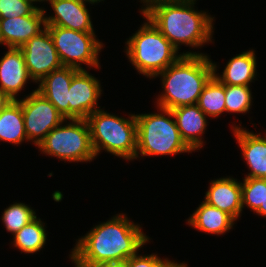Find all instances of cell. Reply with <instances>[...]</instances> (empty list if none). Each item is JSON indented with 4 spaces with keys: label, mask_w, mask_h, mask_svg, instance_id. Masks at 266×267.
Listing matches in <instances>:
<instances>
[{
    "label": "cell",
    "mask_w": 266,
    "mask_h": 267,
    "mask_svg": "<svg viewBox=\"0 0 266 267\" xmlns=\"http://www.w3.org/2000/svg\"><path fill=\"white\" fill-rule=\"evenodd\" d=\"M138 225L124 214L100 223L78 240L71 253L76 266H93L108 261L127 260L148 242Z\"/></svg>",
    "instance_id": "6da1fadb"
},
{
    "label": "cell",
    "mask_w": 266,
    "mask_h": 267,
    "mask_svg": "<svg viewBox=\"0 0 266 267\" xmlns=\"http://www.w3.org/2000/svg\"><path fill=\"white\" fill-rule=\"evenodd\" d=\"M142 9L159 31L178 50L180 44L191 47L202 46L211 41L212 22L206 12L193 10L196 0H142Z\"/></svg>",
    "instance_id": "7a4b0ae2"
},
{
    "label": "cell",
    "mask_w": 266,
    "mask_h": 267,
    "mask_svg": "<svg viewBox=\"0 0 266 267\" xmlns=\"http://www.w3.org/2000/svg\"><path fill=\"white\" fill-rule=\"evenodd\" d=\"M213 62L204 54L192 52L182 56L156 76H162L164 94L158 98V107L174 109L197 104L199 96L214 75Z\"/></svg>",
    "instance_id": "3957f363"
},
{
    "label": "cell",
    "mask_w": 266,
    "mask_h": 267,
    "mask_svg": "<svg viewBox=\"0 0 266 267\" xmlns=\"http://www.w3.org/2000/svg\"><path fill=\"white\" fill-rule=\"evenodd\" d=\"M140 30L127 41L126 54L139 73L155 77L182 55L146 17Z\"/></svg>",
    "instance_id": "277c9868"
},
{
    "label": "cell",
    "mask_w": 266,
    "mask_h": 267,
    "mask_svg": "<svg viewBox=\"0 0 266 267\" xmlns=\"http://www.w3.org/2000/svg\"><path fill=\"white\" fill-rule=\"evenodd\" d=\"M87 121L96 155L100 149H105L126 160L136 158L137 122L135 115L124 119L98 109L88 116Z\"/></svg>",
    "instance_id": "5b68a950"
},
{
    "label": "cell",
    "mask_w": 266,
    "mask_h": 267,
    "mask_svg": "<svg viewBox=\"0 0 266 267\" xmlns=\"http://www.w3.org/2000/svg\"><path fill=\"white\" fill-rule=\"evenodd\" d=\"M159 108L168 117L162 113L135 115L137 122L136 159L138 154L156 156L192 151L182 140L171 110Z\"/></svg>",
    "instance_id": "8992f818"
},
{
    "label": "cell",
    "mask_w": 266,
    "mask_h": 267,
    "mask_svg": "<svg viewBox=\"0 0 266 267\" xmlns=\"http://www.w3.org/2000/svg\"><path fill=\"white\" fill-rule=\"evenodd\" d=\"M66 126L53 128L38 145L42 152L67 161H91L96 154L87 119H72Z\"/></svg>",
    "instance_id": "52a82bcc"
},
{
    "label": "cell",
    "mask_w": 266,
    "mask_h": 267,
    "mask_svg": "<svg viewBox=\"0 0 266 267\" xmlns=\"http://www.w3.org/2000/svg\"><path fill=\"white\" fill-rule=\"evenodd\" d=\"M59 58L66 67L83 70L80 63L98 67V52L102 43L97 41L95 33L81 32L59 26H46Z\"/></svg>",
    "instance_id": "ba28073f"
},
{
    "label": "cell",
    "mask_w": 266,
    "mask_h": 267,
    "mask_svg": "<svg viewBox=\"0 0 266 267\" xmlns=\"http://www.w3.org/2000/svg\"><path fill=\"white\" fill-rule=\"evenodd\" d=\"M17 101L22 107L27 138L34 140L37 146L53 128L66 120L56 107L37 90L25 99Z\"/></svg>",
    "instance_id": "9c48e42d"
},
{
    "label": "cell",
    "mask_w": 266,
    "mask_h": 267,
    "mask_svg": "<svg viewBox=\"0 0 266 267\" xmlns=\"http://www.w3.org/2000/svg\"><path fill=\"white\" fill-rule=\"evenodd\" d=\"M29 76L36 83L54 70L63 67L52 37L44 27V30L33 36L20 47Z\"/></svg>",
    "instance_id": "30bf717a"
},
{
    "label": "cell",
    "mask_w": 266,
    "mask_h": 267,
    "mask_svg": "<svg viewBox=\"0 0 266 267\" xmlns=\"http://www.w3.org/2000/svg\"><path fill=\"white\" fill-rule=\"evenodd\" d=\"M99 81L85 69L79 70L72 78L69 88V120L87 119L98 110L97 100L101 95Z\"/></svg>",
    "instance_id": "8fae6325"
},
{
    "label": "cell",
    "mask_w": 266,
    "mask_h": 267,
    "mask_svg": "<svg viewBox=\"0 0 266 267\" xmlns=\"http://www.w3.org/2000/svg\"><path fill=\"white\" fill-rule=\"evenodd\" d=\"M45 10L38 8L33 14L17 18L0 19V42L7 47L20 48L46 27Z\"/></svg>",
    "instance_id": "7c38bea8"
},
{
    "label": "cell",
    "mask_w": 266,
    "mask_h": 267,
    "mask_svg": "<svg viewBox=\"0 0 266 267\" xmlns=\"http://www.w3.org/2000/svg\"><path fill=\"white\" fill-rule=\"evenodd\" d=\"M79 69L63 66L46 75L36 89L49 100L65 118L69 119V88Z\"/></svg>",
    "instance_id": "4fadbf2b"
},
{
    "label": "cell",
    "mask_w": 266,
    "mask_h": 267,
    "mask_svg": "<svg viewBox=\"0 0 266 267\" xmlns=\"http://www.w3.org/2000/svg\"><path fill=\"white\" fill-rule=\"evenodd\" d=\"M55 15L45 17L46 26H59L71 30L94 33L85 4L78 0H49Z\"/></svg>",
    "instance_id": "5bb4252c"
},
{
    "label": "cell",
    "mask_w": 266,
    "mask_h": 267,
    "mask_svg": "<svg viewBox=\"0 0 266 267\" xmlns=\"http://www.w3.org/2000/svg\"><path fill=\"white\" fill-rule=\"evenodd\" d=\"M0 60V90L13 101L16 94L24 88L29 76L25 58L20 48L9 47Z\"/></svg>",
    "instance_id": "9a60e30c"
},
{
    "label": "cell",
    "mask_w": 266,
    "mask_h": 267,
    "mask_svg": "<svg viewBox=\"0 0 266 267\" xmlns=\"http://www.w3.org/2000/svg\"><path fill=\"white\" fill-rule=\"evenodd\" d=\"M204 202L228 213L237 220L242 211L241 183L230 177L211 181Z\"/></svg>",
    "instance_id": "2e32d148"
},
{
    "label": "cell",
    "mask_w": 266,
    "mask_h": 267,
    "mask_svg": "<svg viewBox=\"0 0 266 267\" xmlns=\"http://www.w3.org/2000/svg\"><path fill=\"white\" fill-rule=\"evenodd\" d=\"M180 136L186 145L192 150L201 148L203 141L200 137L207 127L206 114L197 104L185 105L171 110Z\"/></svg>",
    "instance_id": "e0dca14e"
},
{
    "label": "cell",
    "mask_w": 266,
    "mask_h": 267,
    "mask_svg": "<svg viewBox=\"0 0 266 267\" xmlns=\"http://www.w3.org/2000/svg\"><path fill=\"white\" fill-rule=\"evenodd\" d=\"M234 135L251 172L245 178L266 179V136L234 127Z\"/></svg>",
    "instance_id": "ac0fdd59"
},
{
    "label": "cell",
    "mask_w": 266,
    "mask_h": 267,
    "mask_svg": "<svg viewBox=\"0 0 266 267\" xmlns=\"http://www.w3.org/2000/svg\"><path fill=\"white\" fill-rule=\"evenodd\" d=\"M212 65L214 76L225 85L249 86L256 76V57L253 50L243 52L229 60L221 77L216 74V64Z\"/></svg>",
    "instance_id": "d6986e66"
},
{
    "label": "cell",
    "mask_w": 266,
    "mask_h": 267,
    "mask_svg": "<svg viewBox=\"0 0 266 267\" xmlns=\"http://www.w3.org/2000/svg\"><path fill=\"white\" fill-rule=\"evenodd\" d=\"M234 221L231 215L204 201L188 219L193 228L211 234H224L232 228Z\"/></svg>",
    "instance_id": "ffe728a7"
},
{
    "label": "cell",
    "mask_w": 266,
    "mask_h": 267,
    "mask_svg": "<svg viewBox=\"0 0 266 267\" xmlns=\"http://www.w3.org/2000/svg\"><path fill=\"white\" fill-rule=\"evenodd\" d=\"M24 139L28 141L21 104L17 100L11 101L0 112V140L20 144Z\"/></svg>",
    "instance_id": "44dd1931"
},
{
    "label": "cell",
    "mask_w": 266,
    "mask_h": 267,
    "mask_svg": "<svg viewBox=\"0 0 266 267\" xmlns=\"http://www.w3.org/2000/svg\"><path fill=\"white\" fill-rule=\"evenodd\" d=\"M197 105L206 116L218 117L223 112H226L225 84L221 83L213 75L204 86Z\"/></svg>",
    "instance_id": "7402d4cb"
},
{
    "label": "cell",
    "mask_w": 266,
    "mask_h": 267,
    "mask_svg": "<svg viewBox=\"0 0 266 267\" xmlns=\"http://www.w3.org/2000/svg\"><path fill=\"white\" fill-rule=\"evenodd\" d=\"M46 237L43 223L36 217L15 234L13 242L21 252L35 253L42 249L46 243Z\"/></svg>",
    "instance_id": "603a6c76"
},
{
    "label": "cell",
    "mask_w": 266,
    "mask_h": 267,
    "mask_svg": "<svg viewBox=\"0 0 266 267\" xmlns=\"http://www.w3.org/2000/svg\"><path fill=\"white\" fill-rule=\"evenodd\" d=\"M35 211L23 203H14L4 210L2 221L8 232L15 235L36 218Z\"/></svg>",
    "instance_id": "cb8c5ba5"
},
{
    "label": "cell",
    "mask_w": 266,
    "mask_h": 267,
    "mask_svg": "<svg viewBox=\"0 0 266 267\" xmlns=\"http://www.w3.org/2000/svg\"><path fill=\"white\" fill-rule=\"evenodd\" d=\"M266 179L245 178L241 183L242 189V209L248 205L254 212L260 207H264Z\"/></svg>",
    "instance_id": "d4e9b609"
},
{
    "label": "cell",
    "mask_w": 266,
    "mask_h": 267,
    "mask_svg": "<svg viewBox=\"0 0 266 267\" xmlns=\"http://www.w3.org/2000/svg\"><path fill=\"white\" fill-rule=\"evenodd\" d=\"M249 86L225 85L226 112L245 113L251 106Z\"/></svg>",
    "instance_id": "484cf974"
},
{
    "label": "cell",
    "mask_w": 266,
    "mask_h": 267,
    "mask_svg": "<svg viewBox=\"0 0 266 267\" xmlns=\"http://www.w3.org/2000/svg\"><path fill=\"white\" fill-rule=\"evenodd\" d=\"M37 9L30 0H0V19L28 16Z\"/></svg>",
    "instance_id": "4316f807"
},
{
    "label": "cell",
    "mask_w": 266,
    "mask_h": 267,
    "mask_svg": "<svg viewBox=\"0 0 266 267\" xmlns=\"http://www.w3.org/2000/svg\"><path fill=\"white\" fill-rule=\"evenodd\" d=\"M167 259L164 261L160 259L157 254L148 256L133 255L127 259V267H161Z\"/></svg>",
    "instance_id": "83f0119b"
},
{
    "label": "cell",
    "mask_w": 266,
    "mask_h": 267,
    "mask_svg": "<svg viewBox=\"0 0 266 267\" xmlns=\"http://www.w3.org/2000/svg\"><path fill=\"white\" fill-rule=\"evenodd\" d=\"M76 267H127V260L108 261L93 266H76Z\"/></svg>",
    "instance_id": "f1b7e54d"
},
{
    "label": "cell",
    "mask_w": 266,
    "mask_h": 267,
    "mask_svg": "<svg viewBox=\"0 0 266 267\" xmlns=\"http://www.w3.org/2000/svg\"><path fill=\"white\" fill-rule=\"evenodd\" d=\"M11 101L13 100L0 90V112H2Z\"/></svg>",
    "instance_id": "f546056e"
},
{
    "label": "cell",
    "mask_w": 266,
    "mask_h": 267,
    "mask_svg": "<svg viewBox=\"0 0 266 267\" xmlns=\"http://www.w3.org/2000/svg\"><path fill=\"white\" fill-rule=\"evenodd\" d=\"M186 264H178L167 260L161 267H184Z\"/></svg>",
    "instance_id": "4dcf8cb0"
},
{
    "label": "cell",
    "mask_w": 266,
    "mask_h": 267,
    "mask_svg": "<svg viewBox=\"0 0 266 267\" xmlns=\"http://www.w3.org/2000/svg\"><path fill=\"white\" fill-rule=\"evenodd\" d=\"M257 214L261 215V216H265L266 217V188H265V198H264V207H260L257 211Z\"/></svg>",
    "instance_id": "1f68e13d"
},
{
    "label": "cell",
    "mask_w": 266,
    "mask_h": 267,
    "mask_svg": "<svg viewBox=\"0 0 266 267\" xmlns=\"http://www.w3.org/2000/svg\"><path fill=\"white\" fill-rule=\"evenodd\" d=\"M78 1H80V2H82V3H84L85 4V2H89V3H97L98 1L100 2L101 0H78Z\"/></svg>",
    "instance_id": "d6a6232c"
},
{
    "label": "cell",
    "mask_w": 266,
    "mask_h": 267,
    "mask_svg": "<svg viewBox=\"0 0 266 267\" xmlns=\"http://www.w3.org/2000/svg\"><path fill=\"white\" fill-rule=\"evenodd\" d=\"M30 1L33 3V2H35V1H36V2H37V1L41 2V1H45V0H30ZM46 1H49V0H46Z\"/></svg>",
    "instance_id": "836d02e7"
}]
</instances>
